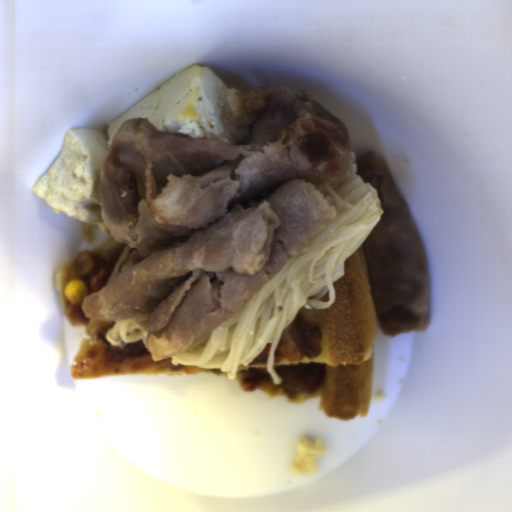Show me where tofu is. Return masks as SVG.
<instances>
[{"label": "tofu", "mask_w": 512, "mask_h": 512, "mask_svg": "<svg viewBox=\"0 0 512 512\" xmlns=\"http://www.w3.org/2000/svg\"><path fill=\"white\" fill-rule=\"evenodd\" d=\"M230 88L205 64H191L172 75L113 120L104 130L66 131L52 164L31 186L54 214H66L112 235L101 217L100 185L107 149L122 122L148 117L155 129L177 131L193 139L235 143L225 126L231 111Z\"/></svg>", "instance_id": "1"}]
</instances>
